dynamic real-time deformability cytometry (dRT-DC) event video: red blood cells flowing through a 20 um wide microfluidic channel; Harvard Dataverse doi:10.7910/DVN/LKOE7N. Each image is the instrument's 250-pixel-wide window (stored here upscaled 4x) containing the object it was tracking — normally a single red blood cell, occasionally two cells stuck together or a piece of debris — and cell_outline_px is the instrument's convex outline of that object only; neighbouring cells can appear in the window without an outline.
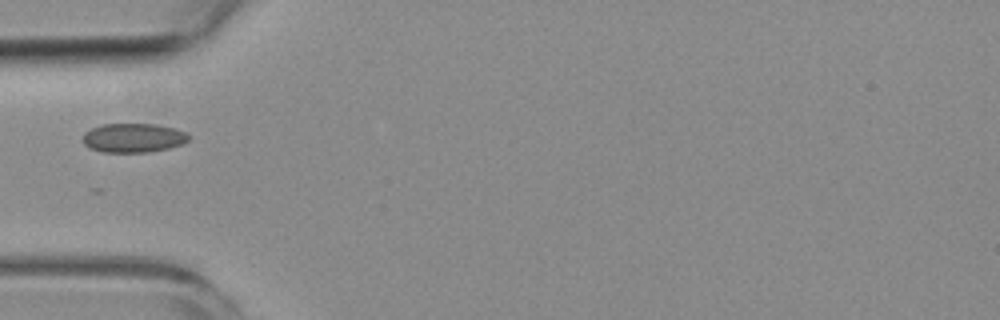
{"species": "common noctule bat (a hibernating species)", "species_latin": "Nyctalus noctula", "temperature_condition": "room temperature", "stored_images_in_passage": 5, "camera_frame_rate_fps": 3000, "um_per_image_px": 0.085, "animal": {"sex": "female", "body_mass_g": 19.3, "forearm_length_mm": 54.1}, "frame": {"image": 1, "passage_image": 5, "time_ms": 5.667, "image_size_px": [1000, 320], "cell_outline_px": [[192, 136], [184, 144], [168, 148], [148, 152], [100, 152], [84, 144], [84, 132], [100, 124], [156, 124], [176, 128]], "centroid_in_image_um": [11.37, 11.71], "position_along_channel_um": 73.6, "area_um2": 18.03}}